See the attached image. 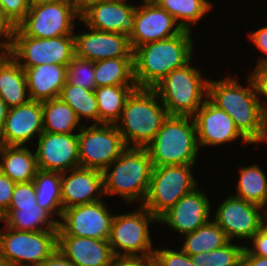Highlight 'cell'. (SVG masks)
Listing matches in <instances>:
<instances>
[{"instance_id": "d590c367", "label": "cell", "mask_w": 267, "mask_h": 266, "mask_svg": "<svg viewBox=\"0 0 267 266\" xmlns=\"http://www.w3.org/2000/svg\"><path fill=\"white\" fill-rule=\"evenodd\" d=\"M245 246L229 241L219 249L191 255L195 266H240Z\"/></svg>"}, {"instance_id": "6da1fadb", "label": "cell", "mask_w": 267, "mask_h": 266, "mask_svg": "<svg viewBox=\"0 0 267 266\" xmlns=\"http://www.w3.org/2000/svg\"><path fill=\"white\" fill-rule=\"evenodd\" d=\"M243 87L231 76L208 80L207 98L231 116L239 132L253 145L267 142V118L250 77Z\"/></svg>"}, {"instance_id": "5b68a950", "label": "cell", "mask_w": 267, "mask_h": 266, "mask_svg": "<svg viewBox=\"0 0 267 266\" xmlns=\"http://www.w3.org/2000/svg\"><path fill=\"white\" fill-rule=\"evenodd\" d=\"M145 148L153 166L195 165L200 150L194 118L168 115Z\"/></svg>"}, {"instance_id": "74e56055", "label": "cell", "mask_w": 267, "mask_h": 266, "mask_svg": "<svg viewBox=\"0 0 267 266\" xmlns=\"http://www.w3.org/2000/svg\"><path fill=\"white\" fill-rule=\"evenodd\" d=\"M154 264L156 266H195L190 255L168 248L155 249Z\"/></svg>"}, {"instance_id": "83f0119b", "label": "cell", "mask_w": 267, "mask_h": 266, "mask_svg": "<svg viewBox=\"0 0 267 266\" xmlns=\"http://www.w3.org/2000/svg\"><path fill=\"white\" fill-rule=\"evenodd\" d=\"M136 85L104 86L94 89L99 109V124H116L122 114L126 100Z\"/></svg>"}, {"instance_id": "c3c4849f", "label": "cell", "mask_w": 267, "mask_h": 266, "mask_svg": "<svg viewBox=\"0 0 267 266\" xmlns=\"http://www.w3.org/2000/svg\"><path fill=\"white\" fill-rule=\"evenodd\" d=\"M76 13L81 17L91 7L107 0H68Z\"/></svg>"}, {"instance_id": "52a82bcc", "label": "cell", "mask_w": 267, "mask_h": 266, "mask_svg": "<svg viewBox=\"0 0 267 266\" xmlns=\"http://www.w3.org/2000/svg\"><path fill=\"white\" fill-rule=\"evenodd\" d=\"M193 167L194 165L153 166L142 206L159 219L180 198L197 188Z\"/></svg>"}, {"instance_id": "f35d334b", "label": "cell", "mask_w": 267, "mask_h": 266, "mask_svg": "<svg viewBox=\"0 0 267 266\" xmlns=\"http://www.w3.org/2000/svg\"><path fill=\"white\" fill-rule=\"evenodd\" d=\"M29 0H0L3 15L16 27L29 11Z\"/></svg>"}, {"instance_id": "b9f144b4", "label": "cell", "mask_w": 267, "mask_h": 266, "mask_svg": "<svg viewBox=\"0 0 267 266\" xmlns=\"http://www.w3.org/2000/svg\"><path fill=\"white\" fill-rule=\"evenodd\" d=\"M15 184L0 171V217L9 209Z\"/></svg>"}, {"instance_id": "836d02e7", "label": "cell", "mask_w": 267, "mask_h": 266, "mask_svg": "<svg viewBox=\"0 0 267 266\" xmlns=\"http://www.w3.org/2000/svg\"><path fill=\"white\" fill-rule=\"evenodd\" d=\"M68 104L81 122L82 117L91 119L93 124H99V109L94 90L65 83L59 95Z\"/></svg>"}, {"instance_id": "9f6ffc18", "label": "cell", "mask_w": 267, "mask_h": 266, "mask_svg": "<svg viewBox=\"0 0 267 266\" xmlns=\"http://www.w3.org/2000/svg\"><path fill=\"white\" fill-rule=\"evenodd\" d=\"M264 212H265L264 225L267 227V209H265Z\"/></svg>"}, {"instance_id": "ffe728a7", "label": "cell", "mask_w": 267, "mask_h": 266, "mask_svg": "<svg viewBox=\"0 0 267 266\" xmlns=\"http://www.w3.org/2000/svg\"><path fill=\"white\" fill-rule=\"evenodd\" d=\"M42 102L30 100L8 109L0 134V145L24 146L43 132Z\"/></svg>"}, {"instance_id": "484cf974", "label": "cell", "mask_w": 267, "mask_h": 266, "mask_svg": "<svg viewBox=\"0 0 267 266\" xmlns=\"http://www.w3.org/2000/svg\"><path fill=\"white\" fill-rule=\"evenodd\" d=\"M1 221L14 230L36 232L57 231L58 220L44 208L35 204L28 207H9Z\"/></svg>"}, {"instance_id": "4fadbf2b", "label": "cell", "mask_w": 267, "mask_h": 266, "mask_svg": "<svg viewBox=\"0 0 267 266\" xmlns=\"http://www.w3.org/2000/svg\"><path fill=\"white\" fill-rule=\"evenodd\" d=\"M102 200L63 209L57 236L108 240L114 215Z\"/></svg>"}, {"instance_id": "9a60e30c", "label": "cell", "mask_w": 267, "mask_h": 266, "mask_svg": "<svg viewBox=\"0 0 267 266\" xmlns=\"http://www.w3.org/2000/svg\"><path fill=\"white\" fill-rule=\"evenodd\" d=\"M37 137L35 155L38 169L64 173L80 167L78 132L61 134L43 131Z\"/></svg>"}, {"instance_id": "603a6c76", "label": "cell", "mask_w": 267, "mask_h": 266, "mask_svg": "<svg viewBox=\"0 0 267 266\" xmlns=\"http://www.w3.org/2000/svg\"><path fill=\"white\" fill-rule=\"evenodd\" d=\"M57 247L76 266H111L115 256L108 240L57 236Z\"/></svg>"}, {"instance_id": "bcb514c9", "label": "cell", "mask_w": 267, "mask_h": 266, "mask_svg": "<svg viewBox=\"0 0 267 266\" xmlns=\"http://www.w3.org/2000/svg\"><path fill=\"white\" fill-rule=\"evenodd\" d=\"M14 28L15 27L3 15L2 10L0 9V37L2 39V41L0 40V48H10Z\"/></svg>"}, {"instance_id": "277c9868", "label": "cell", "mask_w": 267, "mask_h": 266, "mask_svg": "<svg viewBox=\"0 0 267 266\" xmlns=\"http://www.w3.org/2000/svg\"><path fill=\"white\" fill-rule=\"evenodd\" d=\"M152 169L146 148L127 147L102 172L104 196L117 195L130 203L139 200L142 205L148 192Z\"/></svg>"}, {"instance_id": "ab89813d", "label": "cell", "mask_w": 267, "mask_h": 266, "mask_svg": "<svg viewBox=\"0 0 267 266\" xmlns=\"http://www.w3.org/2000/svg\"><path fill=\"white\" fill-rule=\"evenodd\" d=\"M36 204L33 181L16 183L9 207H28Z\"/></svg>"}, {"instance_id": "7402d4cb", "label": "cell", "mask_w": 267, "mask_h": 266, "mask_svg": "<svg viewBox=\"0 0 267 266\" xmlns=\"http://www.w3.org/2000/svg\"><path fill=\"white\" fill-rule=\"evenodd\" d=\"M127 0H107L91 7L79 21L95 30L130 36L134 30L136 6Z\"/></svg>"}, {"instance_id": "d6986e66", "label": "cell", "mask_w": 267, "mask_h": 266, "mask_svg": "<svg viewBox=\"0 0 267 266\" xmlns=\"http://www.w3.org/2000/svg\"><path fill=\"white\" fill-rule=\"evenodd\" d=\"M209 201L204 191L195 188L165 212L158 219V223H166L172 230L182 235L194 232L210 221L211 204Z\"/></svg>"}, {"instance_id": "681fc988", "label": "cell", "mask_w": 267, "mask_h": 266, "mask_svg": "<svg viewBox=\"0 0 267 266\" xmlns=\"http://www.w3.org/2000/svg\"><path fill=\"white\" fill-rule=\"evenodd\" d=\"M240 266H267V258L252 255L246 248L244 249Z\"/></svg>"}, {"instance_id": "db71d44e", "label": "cell", "mask_w": 267, "mask_h": 266, "mask_svg": "<svg viewBox=\"0 0 267 266\" xmlns=\"http://www.w3.org/2000/svg\"><path fill=\"white\" fill-rule=\"evenodd\" d=\"M0 266H13V265L0 253Z\"/></svg>"}, {"instance_id": "4dcf8cb0", "label": "cell", "mask_w": 267, "mask_h": 266, "mask_svg": "<svg viewBox=\"0 0 267 266\" xmlns=\"http://www.w3.org/2000/svg\"><path fill=\"white\" fill-rule=\"evenodd\" d=\"M94 78L96 88L136 85L133 74V57L109 58L94 61Z\"/></svg>"}, {"instance_id": "60d3db41", "label": "cell", "mask_w": 267, "mask_h": 266, "mask_svg": "<svg viewBox=\"0 0 267 266\" xmlns=\"http://www.w3.org/2000/svg\"><path fill=\"white\" fill-rule=\"evenodd\" d=\"M249 77L252 79L253 84L255 86L257 98L258 99L260 97L266 98V102L261 101V99H259V101L263 114L267 118V66L255 67L254 71L249 74Z\"/></svg>"}, {"instance_id": "7bdbcfd3", "label": "cell", "mask_w": 267, "mask_h": 266, "mask_svg": "<svg viewBox=\"0 0 267 266\" xmlns=\"http://www.w3.org/2000/svg\"><path fill=\"white\" fill-rule=\"evenodd\" d=\"M250 40L254 43L264 57H260L256 67L267 66V26L257 29L249 34Z\"/></svg>"}, {"instance_id": "11a10c76", "label": "cell", "mask_w": 267, "mask_h": 266, "mask_svg": "<svg viewBox=\"0 0 267 266\" xmlns=\"http://www.w3.org/2000/svg\"><path fill=\"white\" fill-rule=\"evenodd\" d=\"M160 0H142V4H158Z\"/></svg>"}, {"instance_id": "d6a6232c", "label": "cell", "mask_w": 267, "mask_h": 266, "mask_svg": "<svg viewBox=\"0 0 267 266\" xmlns=\"http://www.w3.org/2000/svg\"><path fill=\"white\" fill-rule=\"evenodd\" d=\"M183 236L185 241L181 250L190 256L219 249L229 242L225 232L213 219L199 227L196 231Z\"/></svg>"}, {"instance_id": "7a4b0ae2", "label": "cell", "mask_w": 267, "mask_h": 266, "mask_svg": "<svg viewBox=\"0 0 267 266\" xmlns=\"http://www.w3.org/2000/svg\"><path fill=\"white\" fill-rule=\"evenodd\" d=\"M191 31L149 42L133 49V74L137 88L153 89L171 71L189 64L193 54Z\"/></svg>"}, {"instance_id": "816d5d0a", "label": "cell", "mask_w": 267, "mask_h": 266, "mask_svg": "<svg viewBox=\"0 0 267 266\" xmlns=\"http://www.w3.org/2000/svg\"><path fill=\"white\" fill-rule=\"evenodd\" d=\"M0 65L10 55V48H0Z\"/></svg>"}, {"instance_id": "8d00e7d4", "label": "cell", "mask_w": 267, "mask_h": 266, "mask_svg": "<svg viewBox=\"0 0 267 266\" xmlns=\"http://www.w3.org/2000/svg\"><path fill=\"white\" fill-rule=\"evenodd\" d=\"M66 82L84 89L94 90L96 88L94 61L74 55L67 65Z\"/></svg>"}, {"instance_id": "44dd1931", "label": "cell", "mask_w": 267, "mask_h": 266, "mask_svg": "<svg viewBox=\"0 0 267 266\" xmlns=\"http://www.w3.org/2000/svg\"><path fill=\"white\" fill-rule=\"evenodd\" d=\"M103 195V173L101 171L77 167L69 172L61 173L63 209L100 201Z\"/></svg>"}, {"instance_id": "ac0fdd59", "label": "cell", "mask_w": 267, "mask_h": 266, "mask_svg": "<svg viewBox=\"0 0 267 266\" xmlns=\"http://www.w3.org/2000/svg\"><path fill=\"white\" fill-rule=\"evenodd\" d=\"M88 28L86 33H74L76 56L90 61L133 57L129 36Z\"/></svg>"}, {"instance_id": "ee69618b", "label": "cell", "mask_w": 267, "mask_h": 266, "mask_svg": "<svg viewBox=\"0 0 267 266\" xmlns=\"http://www.w3.org/2000/svg\"><path fill=\"white\" fill-rule=\"evenodd\" d=\"M253 247L245 248L252 254L267 258V227L263 225L250 239Z\"/></svg>"}, {"instance_id": "3957f363", "label": "cell", "mask_w": 267, "mask_h": 266, "mask_svg": "<svg viewBox=\"0 0 267 266\" xmlns=\"http://www.w3.org/2000/svg\"><path fill=\"white\" fill-rule=\"evenodd\" d=\"M154 89L136 88L126 100L115 124L127 147L145 148L168 116Z\"/></svg>"}, {"instance_id": "e0dca14e", "label": "cell", "mask_w": 267, "mask_h": 266, "mask_svg": "<svg viewBox=\"0 0 267 266\" xmlns=\"http://www.w3.org/2000/svg\"><path fill=\"white\" fill-rule=\"evenodd\" d=\"M196 124L197 143L200 147L218 146L236 141L251 144L236 128L231 116L219 109L208 98L193 116Z\"/></svg>"}, {"instance_id": "8fae6325", "label": "cell", "mask_w": 267, "mask_h": 266, "mask_svg": "<svg viewBox=\"0 0 267 266\" xmlns=\"http://www.w3.org/2000/svg\"><path fill=\"white\" fill-rule=\"evenodd\" d=\"M3 230L0 253L13 266H39L57 248V231H18L6 224Z\"/></svg>"}, {"instance_id": "f6af8a7d", "label": "cell", "mask_w": 267, "mask_h": 266, "mask_svg": "<svg viewBox=\"0 0 267 266\" xmlns=\"http://www.w3.org/2000/svg\"><path fill=\"white\" fill-rule=\"evenodd\" d=\"M153 256H114L111 266H152Z\"/></svg>"}, {"instance_id": "9c48e42d", "label": "cell", "mask_w": 267, "mask_h": 266, "mask_svg": "<svg viewBox=\"0 0 267 266\" xmlns=\"http://www.w3.org/2000/svg\"><path fill=\"white\" fill-rule=\"evenodd\" d=\"M10 55L22 68H31L41 64L68 65L75 55L74 35L49 39L34 38L25 36L15 27Z\"/></svg>"}, {"instance_id": "1f68e13d", "label": "cell", "mask_w": 267, "mask_h": 266, "mask_svg": "<svg viewBox=\"0 0 267 266\" xmlns=\"http://www.w3.org/2000/svg\"><path fill=\"white\" fill-rule=\"evenodd\" d=\"M234 196L267 209V176L261 166L252 164L241 167Z\"/></svg>"}, {"instance_id": "cb8c5ba5", "label": "cell", "mask_w": 267, "mask_h": 266, "mask_svg": "<svg viewBox=\"0 0 267 266\" xmlns=\"http://www.w3.org/2000/svg\"><path fill=\"white\" fill-rule=\"evenodd\" d=\"M22 69L26 74L30 100L44 102L59 97L66 83L67 65L41 64Z\"/></svg>"}, {"instance_id": "f546056e", "label": "cell", "mask_w": 267, "mask_h": 266, "mask_svg": "<svg viewBox=\"0 0 267 266\" xmlns=\"http://www.w3.org/2000/svg\"><path fill=\"white\" fill-rule=\"evenodd\" d=\"M42 108L44 132L70 134L83 126L74 110L60 97L42 102Z\"/></svg>"}, {"instance_id": "7dc6e473", "label": "cell", "mask_w": 267, "mask_h": 266, "mask_svg": "<svg viewBox=\"0 0 267 266\" xmlns=\"http://www.w3.org/2000/svg\"><path fill=\"white\" fill-rule=\"evenodd\" d=\"M39 266H76L59 249L56 250Z\"/></svg>"}, {"instance_id": "f907efd6", "label": "cell", "mask_w": 267, "mask_h": 266, "mask_svg": "<svg viewBox=\"0 0 267 266\" xmlns=\"http://www.w3.org/2000/svg\"><path fill=\"white\" fill-rule=\"evenodd\" d=\"M8 109L9 108L7 107L6 103L0 96V134L5 124V119L7 117Z\"/></svg>"}, {"instance_id": "4316f807", "label": "cell", "mask_w": 267, "mask_h": 266, "mask_svg": "<svg viewBox=\"0 0 267 266\" xmlns=\"http://www.w3.org/2000/svg\"><path fill=\"white\" fill-rule=\"evenodd\" d=\"M0 96L8 108L30 101L25 71L11 55L0 65Z\"/></svg>"}, {"instance_id": "e575fe53", "label": "cell", "mask_w": 267, "mask_h": 266, "mask_svg": "<svg viewBox=\"0 0 267 266\" xmlns=\"http://www.w3.org/2000/svg\"><path fill=\"white\" fill-rule=\"evenodd\" d=\"M158 5L166 10L183 29L191 31V24H196L212 8L208 0H160Z\"/></svg>"}, {"instance_id": "8992f818", "label": "cell", "mask_w": 267, "mask_h": 266, "mask_svg": "<svg viewBox=\"0 0 267 266\" xmlns=\"http://www.w3.org/2000/svg\"><path fill=\"white\" fill-rule=\"evenodd\" d=\"M192 66L190 62L169 72L153 88L168 115L193 117L207 99L209 79Z\"/></svg>"}, {"instance_id": "f5cc1de1", "label": "cell", "mask_w": 267, "mask_h": 266, "mask_svg": "<svg viewBox=\"0 0 267 266\" xmlns=\"http://www.w3.org/2000/svg\"><path fill=\"white\" fill-rule=\"evenodd\" d=\"M61 1H68V0H29L30 4H42V3H57Z\"/></svg>"}, {"instance_id": "2e32d148", "label": "cell", "mask_w": 267, "mask_h": 266, "mask_svg": "<svg viewBox=\"0 0 267 266\" xmlns=\"http://www.w3.org/2000/svg\"><path fill=\"white\" fill-rule=\"evenodd\" d=\"M184 29L158 4H140L136 7L134 30L129 36L132 49L149 42L165 40Z\"/></svg>"}, {"instance_id": "ba28073f", "label": "cell", "mask_w": 267, "mask_h": 266, "mask_svg": "<svg viewBox=\"0 0 267 266\" xmlns=\"http://www.w3.org/2000/svg\"><path fill=\"white\" fill-rule=\"evenodd\" d=\"M135 211L114 215L108 241L115 256H154L149 224L158 219L141 204Z\"/></svg>"}, {"instance_id": "f1b7e54d", "label": "cell", "mask_w": 267, "mask_h": 266, "mask_svg": "<svg viewBox=\"0 0 267 266\" xmlns=\"http://www.w3.org/2000/svg\"><path fill=\"white\" fill-rule=\"evenodd\" d=\"M36 204L52 216L61 219L63 213L61 198V173L38 169L33 179Z\"/></svg>"}, {"instance_id": "7c38bea8", "label": "cell", "mask_w": 267, "mask_h": 266, "mask_svg": "<svg viewBox=\"0 0 267 266\" xmlns=\"http://www.w3.org/2000/svg\"><path fill=\"white\" fill-rule=\"evenodd\" d=\"M76 13L69 1L30 4L25 18L16 26L25 36L55 38L74 35Z\"/></svg>"}, {"instance_id": "5bb4252c", "label": "cell", "mask_w": 267, "mask_h": 266, "mask_svg": "<svg viewBox=\"0 0 267 266\" xmlns=\"http://www.w3.org/2000/svg\"><path fill=\"white\" fill-rule=\"evenodd\" d=\"M261 209L264 208L231 195L218 206L213 221L229 241L248 240L264 225L265 212Z\"/></svg>"}, {"instance_id": "30bf717a", "label": "cell", "mask_w": 267, "mask_h": 266, "mask_svg": "<svg viewBox=\"0 0 267 266\" xmlns=\"http://www.w3.org/2000/svg\"><path fill=\"white\" fill-rule=\"evenodd\" d=\"M85 125L78 133L80 167L103 172L127 145L114 124Z\"/></svg>"}, {"instance_id": "d4e9b609", "label": "cell", "mask_w": 267, "mask_h": 266, "mask_svg": "<svg viewBox=\"0 0 267 266\" xmlns=\"http://www.w3.org/2000/svg\"><path fill=\"white\" fill-rule=\"evenodd\" d=\"M18 145H0V171L15 183L33 181L38 170L36 155Z\"/></svg>"}]
</instances>
